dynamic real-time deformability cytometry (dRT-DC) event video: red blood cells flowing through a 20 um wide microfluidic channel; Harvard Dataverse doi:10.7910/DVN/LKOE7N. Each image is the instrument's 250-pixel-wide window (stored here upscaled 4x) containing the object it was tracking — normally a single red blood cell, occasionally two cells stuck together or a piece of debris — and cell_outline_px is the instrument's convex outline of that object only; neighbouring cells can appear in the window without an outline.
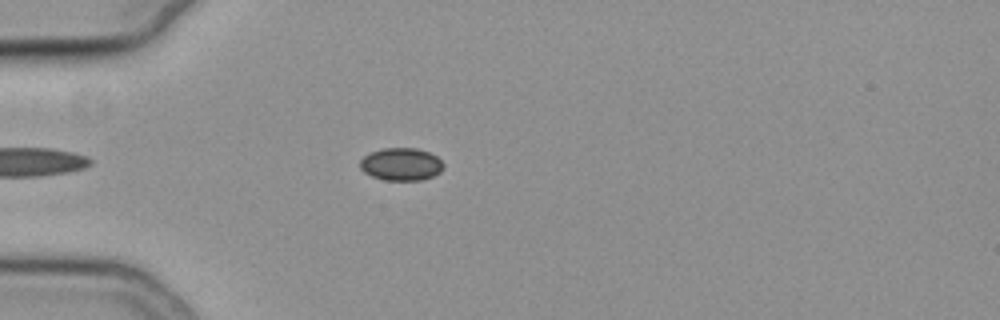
{"species": "common noctule bat (a hibernating species)", "species_latin": "Nyctalus noctula", "temperature_condition": "cold", "stored_images_in_passage": 46, "camera_frame_rate_fps": 3000, "um_per_image_px": 0.085, "animal": {"sex": "female", "body_mass_g": 19.3, "forearm_length_mm": 54.1}, "frame": {"image": 1, "passage_image": 7, "time_ms": 2.0, "image_size_px": [1000, 320], "cell_outline_px": [[444, 168], [440, 172], [424, 180], [384, 180], [372, 176], [364, 172], [360, 168], [360, 160], [364, 156], [372, 152], [384, 148], [416, 148], [428, 152], [436, 156], [444, 164]], "centroid_in_image_um": [34.11, 13.96], "position_along_channel_um": 50.9, "area_um2": 15.84}}
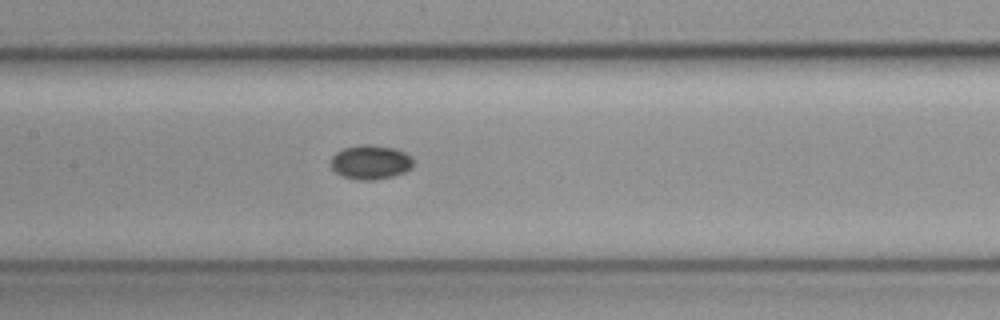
{"frame": {"image": 2, "passage_image": 18, "time_ms": 5.667, "image_size_px": [1000, 320], "cell_outline_px": [[412, 168], [404, 172], [392, 176], [372, 180], [356, 180], [344, 176], [336, 172], [332, 168], [332, 156], [336, 152], [344, 148], [364, 144], [368, 144], [396, 148], [412, 156]], "centroid_in_image_um": [31.51, 13.78], "position_along_channel_um": 175.9, "area_um2": 16.36}}
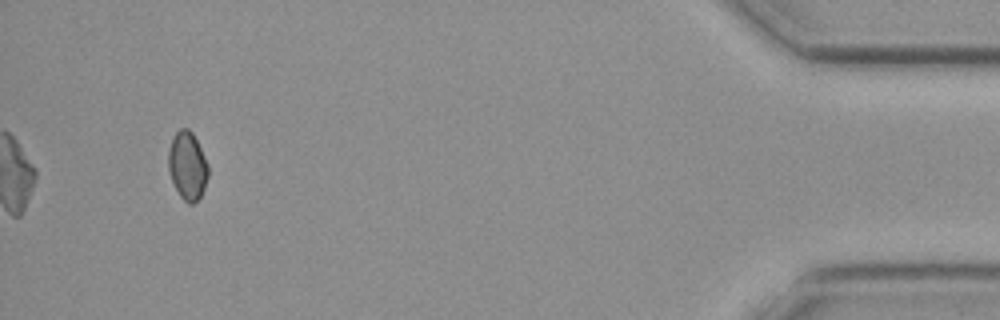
{"frame": {"image": 3, "passage_image": 43, "time_ms": 14.0, "image_size_px": [1000, 320], "cell_outline_px": [[208, 176], [204, 188], [200, 196], [192, 204], [188, 204], [180, 196], [168, 172], [168, 148], [172, 136], [180, 128], [188, 128], [192, 132], [208, 164]], "centroid_in_image_um": [15.91, 14.06], "position_along_channel_um": 419.3, "area_um2": 15.78}}